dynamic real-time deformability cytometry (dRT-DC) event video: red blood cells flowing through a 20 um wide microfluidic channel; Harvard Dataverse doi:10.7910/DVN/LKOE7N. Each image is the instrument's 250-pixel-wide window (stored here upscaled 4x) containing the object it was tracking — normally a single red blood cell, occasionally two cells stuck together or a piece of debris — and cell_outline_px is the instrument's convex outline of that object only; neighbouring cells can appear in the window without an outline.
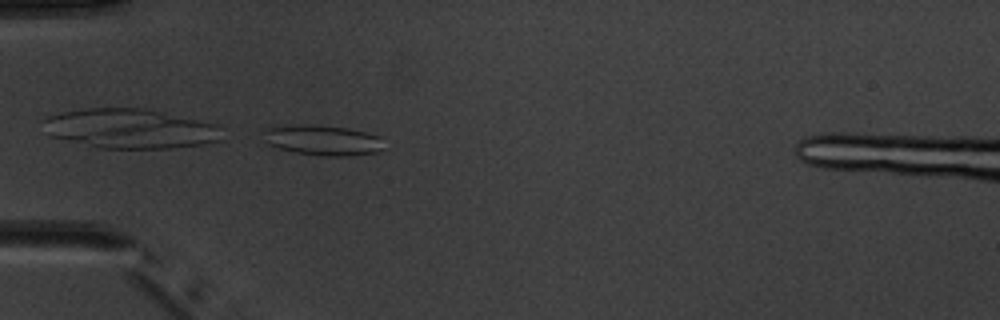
{"species": "common noctule bat (a hibernating species)", "species_latin": "Nyctalus noctula", "temperature_condition": "warm", "stored_images_in_passage": 3, "camera_frame_rate_fps": 3000, "um_per_image_px": 0.085, "animal": {"sex": "male", "body_mass_g": 20.1, "forearm_length_mm": 53.5}, "frame": {"image": 1, "passage_image": 3, "time_ms": 2.333, "image_size_px": [1000, 320], "cell_outline_px": [[380, 148], [376, 152], [348, 156], [320, 156], [296, 152], [280, 148], [268, 144], [264, 140], [264, 128], [288, 124], [312, 124], [348, 128], [380, 136]], "centroid_in_image_um": [27.35, 11.9], "position_along_channel_um": 57.7, "area_um2": 21.21}}